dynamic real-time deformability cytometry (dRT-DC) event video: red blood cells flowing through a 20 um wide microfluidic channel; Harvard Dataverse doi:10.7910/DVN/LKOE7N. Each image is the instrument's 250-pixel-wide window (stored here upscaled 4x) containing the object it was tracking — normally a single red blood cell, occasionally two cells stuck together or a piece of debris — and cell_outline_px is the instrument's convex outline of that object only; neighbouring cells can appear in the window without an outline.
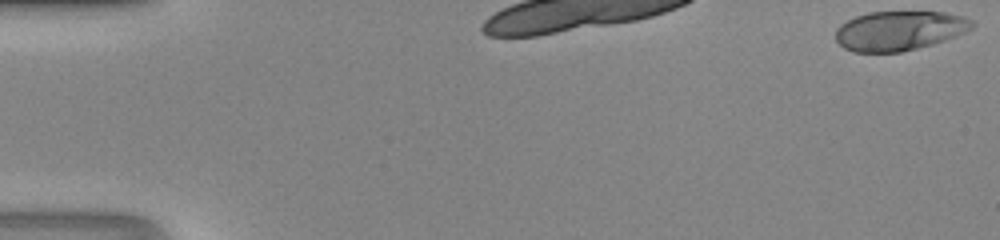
{"species": "human", "species_latin": "Homo sapiens", "temperature_condition": "room temperature", "stored_images_in_passage": 9, "camera_frame_rate_fps": 3000, "um_per_image_px": 0.085, "donor": {"sex": "male"}, "frame": {"image": 1, "passage_image": 1, "time_ms": 0.0, "image_size_px": [1000, 240], "cell_outline_px": [[976, 24], [972, 28], [956, 36], [932, 44], [900, 52], [852, 52], [844, 48], [836, 40], [836, 28], [840, 24], [856, 16], [868, 12], [944, 12], [964, 16], [972, 20]], "centroid_in_image_um": [76.44, 2.6], "position_along_channel_um": 8.6, "area_um2": 31.39}}